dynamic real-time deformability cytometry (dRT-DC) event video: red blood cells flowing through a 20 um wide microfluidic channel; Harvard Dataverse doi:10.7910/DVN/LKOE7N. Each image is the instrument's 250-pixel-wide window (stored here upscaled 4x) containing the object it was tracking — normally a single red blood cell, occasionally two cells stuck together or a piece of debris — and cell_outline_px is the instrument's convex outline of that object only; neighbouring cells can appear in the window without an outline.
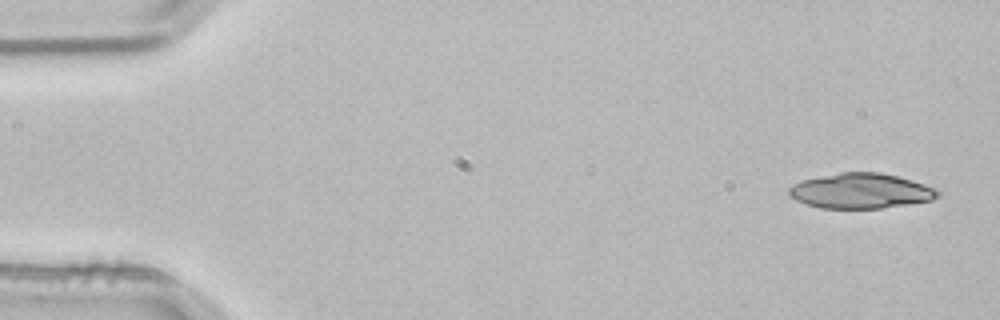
{"species": "common noctule bat (a hibernating species)", "species_latin": "Nyctalus noctula", "temperature_condition": "room temperature", "stored_images_in_passage": 3, "camera_frame_rate_fps": 3000, "um_per_image_px": 0.085, "animal": {"sex": "male", "body_mass_g": 21.5, "forearm_length_mm": 52.0}, "frame": {"image": 1, "passage_image": 1, "time_ms": 0.0, "image_size_px": [1000, 320], "cell_outline_px": [[940, 196], [932, 200], [880, 208], [820, 208], [796, 200], [788, 192], [788, 188], [792, 184], [800, 180], [840, 172], [880, 172], [912, 180], [936, 188], [940, 192]], "centroid_in_image_um": [73.16, 16.22], "position_along_channel_um": 11.8, "area_um2": 30.4}}